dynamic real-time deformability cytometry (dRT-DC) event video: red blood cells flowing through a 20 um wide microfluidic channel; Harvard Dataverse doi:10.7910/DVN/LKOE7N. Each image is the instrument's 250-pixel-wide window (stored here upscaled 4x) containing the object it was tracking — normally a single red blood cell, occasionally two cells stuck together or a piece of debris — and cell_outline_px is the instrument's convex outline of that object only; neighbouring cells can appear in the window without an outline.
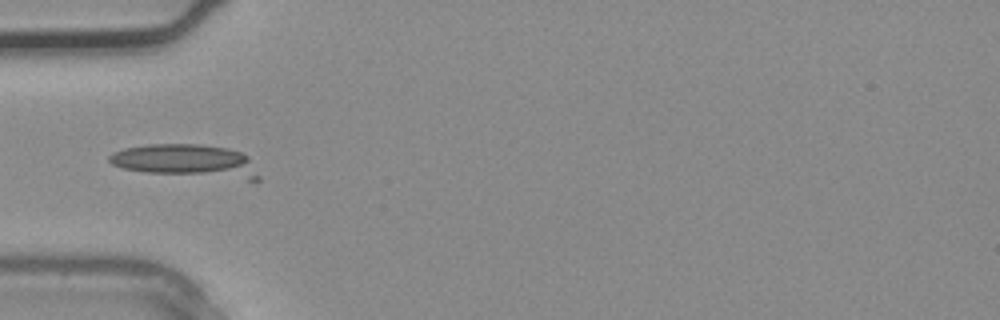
{"species": "common noctule bat (a hibernating species)", "species_latin": "Nyctalus noctula", "temperature_condition": "warm", "stored_images_in_passage": 3, "camera_frame_rate_fps": 3000, "um_per_image_px": 0.085, "animal": {"sex": "male", "body_mass_g": 20.4}, "frame": {"image": 1, "passage_image": 3, "time_ms": 0.667, "image_size_px": [1000, 320], "cell_outline_px": [[260, 180], [248, 180], [144, 172], [124, 168], [112, 164], [108, 160], [108, 156], [112, 152], [124, 148], [148, 144], [200, 144], [228, 148], [240, 152], [248, 156], [260, 176]], "centroid_in_image_um": [15.85, 13.68], "position_along_channel_um": 69.1, "area_um2": 28.78}}